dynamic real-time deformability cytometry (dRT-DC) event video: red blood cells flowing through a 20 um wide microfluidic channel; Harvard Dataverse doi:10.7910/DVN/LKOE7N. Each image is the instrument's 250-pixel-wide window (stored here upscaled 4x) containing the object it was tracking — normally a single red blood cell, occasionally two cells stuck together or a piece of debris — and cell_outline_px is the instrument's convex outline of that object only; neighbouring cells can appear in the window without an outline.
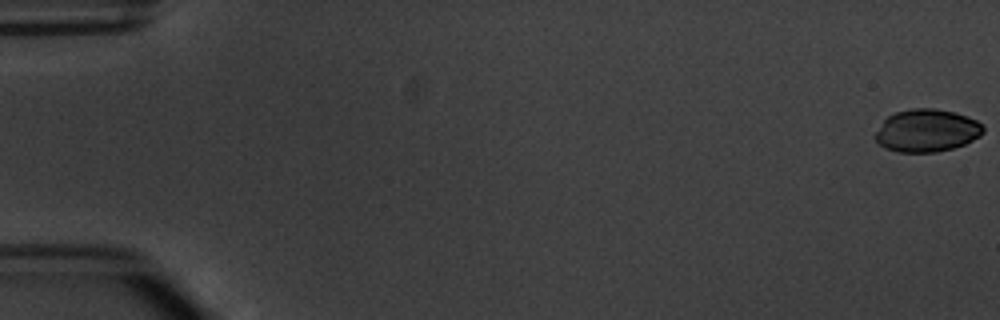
{"species": "common noctule bat (a hibernating species)", "species_latin": "Nyctalus noctula", "temperature_condition": "warm", "stored_images_in_passage": 5, "camera_frame_rate_fps": 3000, "um_per_image_px": 0.085, "animal": {"sex": "male", "body_mass_g": 20.1, "forearm_length_mm": 53.5}, "frame": {"image": 1, "passage_image": 1, "time_ms": 0.0, "image_size_px": [1000, 320], "cell_outline_px": [[984, 132], [980, 136], [964, 144], [952, 148], [936, 152], [896, 152], [884, 148], [876, 140], [876, 132], [884, 120], [888, 116], [896, 112], [912, 108], [932, 108], [952, 112], [976, 120], [984, 128]], "centroid_in_image_um": [78.76, 11.11], "position_along_channel_um": 6.2, "area_um2": 26.53}}
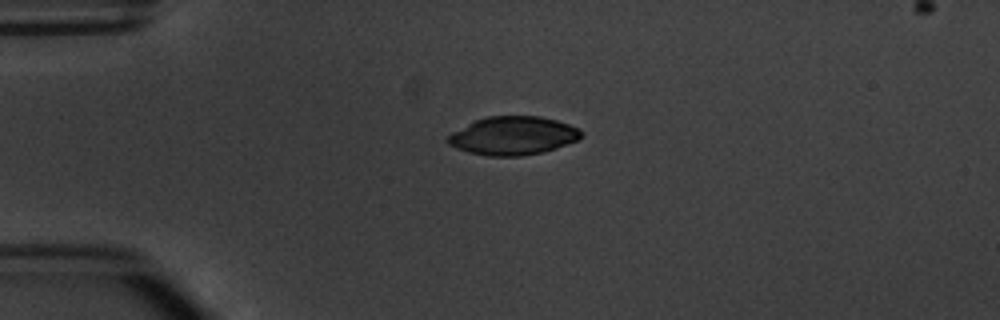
{"frame": {"image": 2, "passage_image": 4, "time_ms": 4.333, "image_size_px": [1000, 320], "cell_outline_px": [[584, 132], [576, 140], [556, 148], [540, 152], [520, 156], [488, 156], [468, 152], [456, 148], [448, 144], [444, 140], [452, 132], [476, 120], [488, 116], [540, 116], [556, 120], [580, 128]], "centroid_in_image_um": [43.59, 11.53], "position_along_channel_um": 41.4, "area_um2": 29.71}}